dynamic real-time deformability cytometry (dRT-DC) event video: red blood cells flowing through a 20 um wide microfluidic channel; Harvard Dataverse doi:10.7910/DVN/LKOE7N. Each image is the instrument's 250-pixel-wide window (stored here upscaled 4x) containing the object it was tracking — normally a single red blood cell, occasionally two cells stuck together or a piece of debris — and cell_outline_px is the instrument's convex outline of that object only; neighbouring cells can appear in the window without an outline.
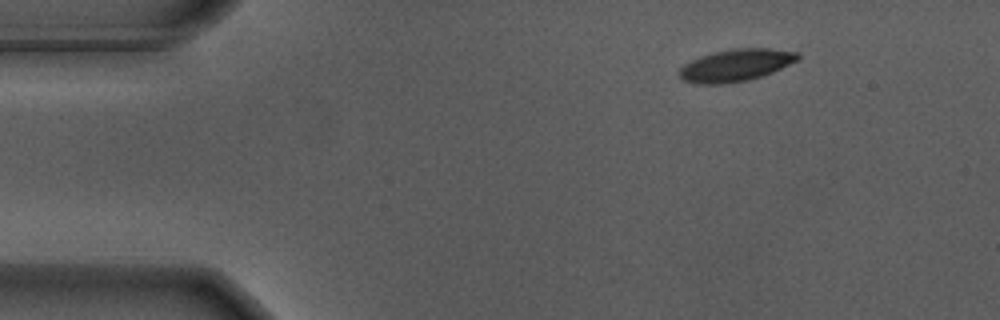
{"species": "Egyptian fruit bat (a non-hibernating species)", "species_latin": "Rousettus aegyptiacus", "temperature_condition": "warm", "stored_images_in_passage": 8, "camera_frame_rate_fps": 3000, "um_per_image_px": 0.085, "animal": {"sex": "male"}, "frame": {"image": 1, "passage_image": 1, "time_ms": 0.0, "image_size_px": [1000, 320], "cell_outline_px": [[800, 60], [772, 72], [748, 80], [724, 84], [696, 84], [680, 80], [680, 68], [684, 64], [700, 56], [716, 52], [736, 48], [768, 48], [800, 52]], "centroid_in_image_um": [62.56, 5.55], "position_along_channel_um": 22.4, "area_um2": 22.25}}